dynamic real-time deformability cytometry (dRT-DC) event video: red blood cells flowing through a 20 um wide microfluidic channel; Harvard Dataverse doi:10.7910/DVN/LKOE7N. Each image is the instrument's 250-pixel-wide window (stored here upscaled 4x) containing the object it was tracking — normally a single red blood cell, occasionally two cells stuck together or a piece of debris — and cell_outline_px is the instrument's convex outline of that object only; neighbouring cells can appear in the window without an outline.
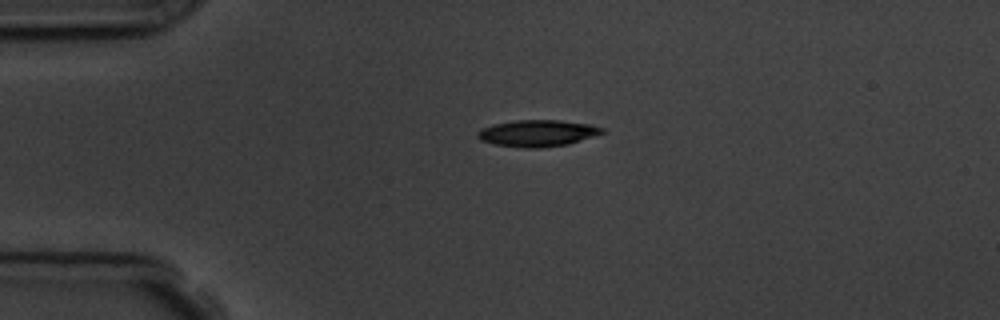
{"species": "common noctule bat (a hibernating species)", "species_latin": "Nyctalus noctula", "temperature_condition": "room temperature", "stored_images_in_passage": 3, "camera_frame_rate_fps": 3000, "um_per_image_px": 0.085, "animal": {"sex": "male", "body_mass_g": 19.5, "forearm_length_mm": 54.6}, "frame": {"image": 1, "passage_image": 3, "time_ms": 2.333, "image_size_px": [1000, 320], "cell_outline_px": [[604, 132], [568, 144], [544, 148], [528, 148], [496, 144], [480, 140], [476, 136], [476, 132], [480, 128], [492, 124], [512, 120], [560, 120], [592, 124], [604, 128]], "centroid_in_image_um": [45.65, 11.31], "position_along_channel_um": 39.4, "area_um2": 19.42}}